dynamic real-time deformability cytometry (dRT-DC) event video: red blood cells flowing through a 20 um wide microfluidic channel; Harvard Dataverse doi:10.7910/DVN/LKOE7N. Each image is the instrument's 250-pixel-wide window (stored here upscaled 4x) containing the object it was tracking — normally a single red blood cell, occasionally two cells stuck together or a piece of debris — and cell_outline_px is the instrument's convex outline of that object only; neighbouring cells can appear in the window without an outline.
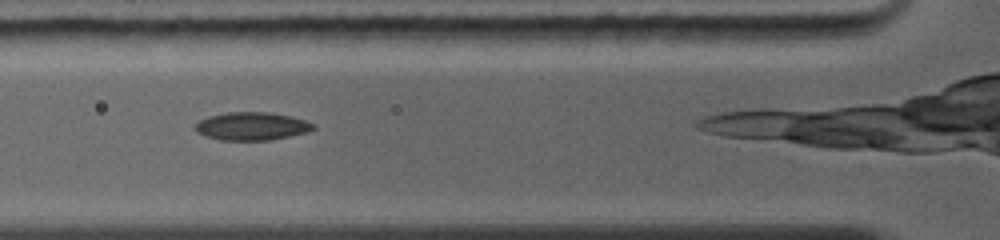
{"species": "common noctule bat (a hibernating species)", "species_latin": "Nyctalus noctula", "temperature_condition": "warm", "stored_images_in_passage": 17, "camera_frame_rate_fps": 5000, "um_per_image_px": 0.085, "animal": {"sex": "female", "body_mass_g": 19.0, "forearm_length_mm": 56.7}, "frame": {"image": 1, "passage_image": 3, "time_ms": 0.8, "image_size_px": [1000, 240], "cell_outline_px": [[316, 128], [304, 132], [288, 136], [268, 140], [220, 140], [208, 136], [200, 132], [196, 128], [196, 124], [200, 120], [208, 116], [224, 112], [272, 112], [292, 116], [304, 120], [312, 124]], "centroid_in_image_um": [21.4, 10.71], "position_along_channel_um": 104.4, "area_um2": 18.96}}